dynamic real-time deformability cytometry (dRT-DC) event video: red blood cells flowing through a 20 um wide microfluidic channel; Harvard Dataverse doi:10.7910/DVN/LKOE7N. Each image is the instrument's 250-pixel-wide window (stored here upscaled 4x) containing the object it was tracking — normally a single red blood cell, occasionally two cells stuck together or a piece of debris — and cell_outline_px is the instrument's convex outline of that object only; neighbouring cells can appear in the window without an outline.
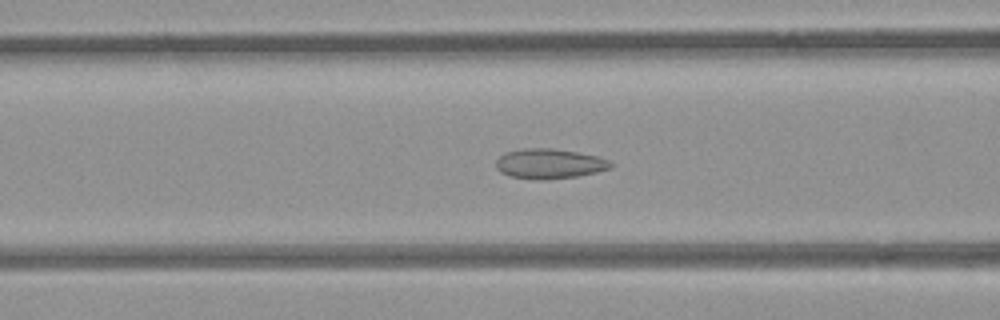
{"species": "common noctule bat (a hibernating species)", "species_latin": "Nyctalus noctula", "temperature_condition": "room temperature", "stored_images_in_passage": 36, "camera_frame_rate_fps": 3000, "um_per_image_px": 0.085, "animal": {"sex": "female", "body_mass_g": 21.9}, "frame": {"image": 1, "passage_image": 21, "time_ms": 6.667, "image_size_px": [1000, 320], "cell_outline_px": [[612, 168], [580, 176], [548, 180], [536, 180], [508, 176], [500, 172], [496, 168], [496, 160], [504, 152], [524, 148], [552, 148], [576, 152], [596, 156], [608, 160], [612, 164]], "centroid_in_image_um": [46.66, 13.93], "position_along_channel_um": 119.9, "area_um2": 20.23}}
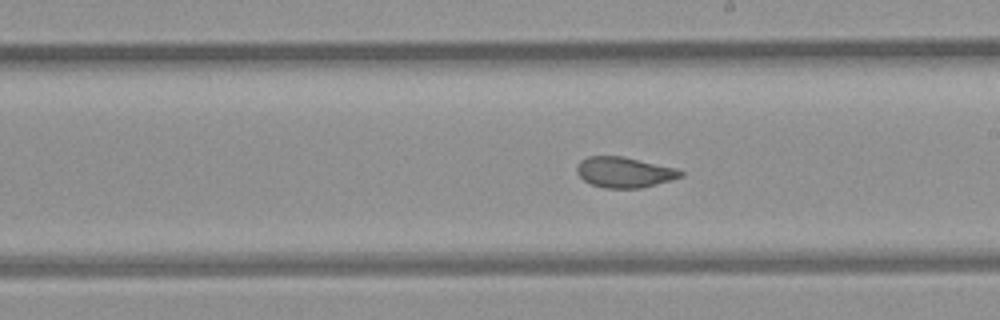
{"frame": {"image": 2, "passage_image": 30, "time_ms": 9.667, "image_size_px": [1000, 320], "cell_outline_px": [[684, 176], [672, 180], [640, 188], [604, 188], [592, 184], [584, 180], [576, 172], [576, 164], [580, 160], [588, 156], [624, 156], [676, 168], [684, 172]], "centroid_in_image_um": [53.07, 14.63], "position_along_channel_um": 235.9, "area_um2": 18.61}}
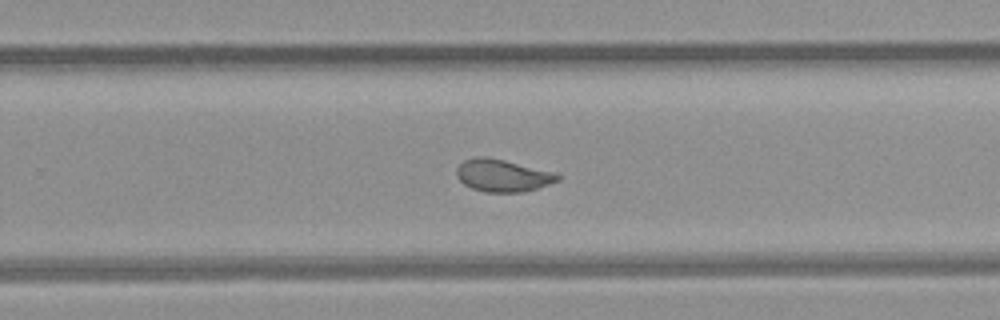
{"frame": {"image": 3, "passage_image": 34, "time_ms": 11.0, "image_size_px": [1000, 320], "cell_outline_px": [[560, 180], [524, 192], [484, 192], [472, 188], [464, 184], [456, 176], [456, 168], [464, 160], [476, 156], [488, 156], [556, 172], [560, 176]], "centroid_in_image_um": [42.71, 14.9], "position_along_channel_um": 287.1, "area_um2": 19.19}}